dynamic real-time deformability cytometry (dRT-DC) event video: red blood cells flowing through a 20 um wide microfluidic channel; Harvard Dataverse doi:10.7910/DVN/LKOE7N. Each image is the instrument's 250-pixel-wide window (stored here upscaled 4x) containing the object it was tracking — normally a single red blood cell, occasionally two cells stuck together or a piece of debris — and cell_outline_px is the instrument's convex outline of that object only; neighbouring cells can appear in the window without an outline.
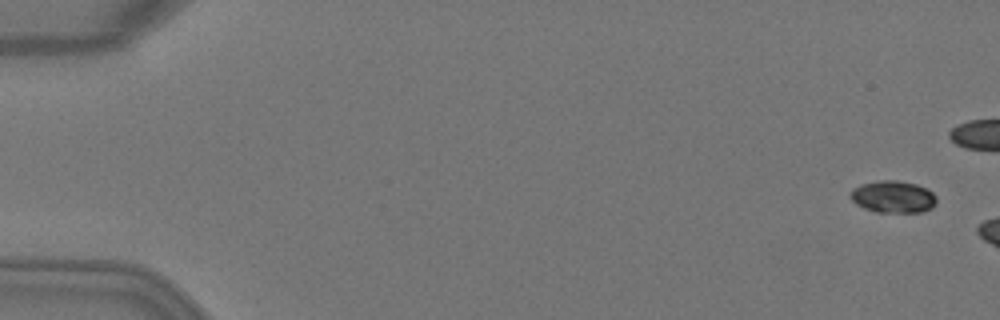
{"species": "Egyptian fruit bat (a non-hibernating species)", "species_latin": "Rousettus aegyptiacus", "temperature_condition": "warm", "stored_images_in_passage": 7, "camera_frame_rate_fps": 3000, "um_per_image_px": 0.085, "animal": {"sex": "female"}, "frame": {"image": 1, "passage_image": 7, "time_ms": 2.0, "image_size_px": [1000, 320], "cell_outline_px": [[936, 204], [932, 208], [924, 212], [876, 212], [864, 208], [856, 204], [848, 196], [852, 188], [860, 184], [880, 180], [896, 180], [916, 184], [932, 192], [936, 196]], "centroid_in_image_um": [75.89, 16.73], "position_along_channel_um": 9.1, "area_um2": 16.24}}